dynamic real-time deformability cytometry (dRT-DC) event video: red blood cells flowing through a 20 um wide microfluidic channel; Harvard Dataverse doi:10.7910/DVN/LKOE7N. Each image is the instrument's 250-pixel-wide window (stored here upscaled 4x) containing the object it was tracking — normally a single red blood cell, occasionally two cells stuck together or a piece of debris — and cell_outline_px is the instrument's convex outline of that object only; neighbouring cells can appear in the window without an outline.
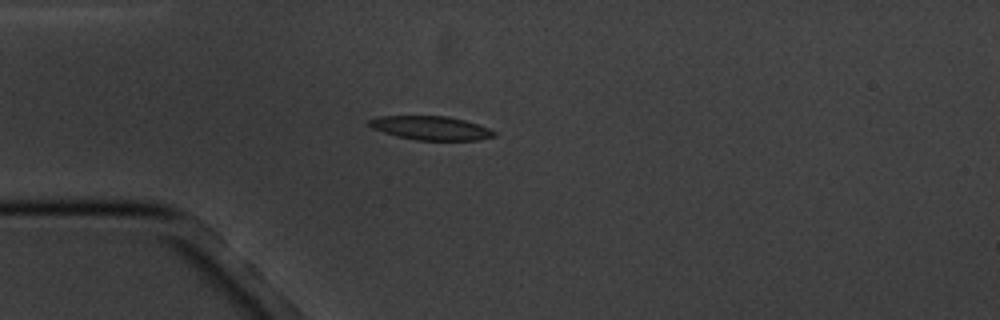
{"species": "common noctule bat (a hibernating species)", "species_latin": "Nyctalus noctula", "temperature_condition": "cold", "stored_images_in_passage": 4, "camera_frame_rate_fps": 3000, "um_per_image_px": 0.085, "animal": {"sex": "male", "body_mass_g": 20.1, "forearm_length_mm": 53.5}, "frame": {"image": 1, "passage_image": 4, "time_ms": 3.333, "image_size_px": [1000, 320], "cell_outline_px": [[496, 136], [476, 140], [416, 140], [396, 136], [372, 128], [368, 124], [368, 120], [376, 116], [448, 116], [464, 120], [488, 128], [496, 132]], "centroid_in_image_um": [36.6, 10.88], "position_along_channel_um": 48.4, "area_um2": 17.28}}